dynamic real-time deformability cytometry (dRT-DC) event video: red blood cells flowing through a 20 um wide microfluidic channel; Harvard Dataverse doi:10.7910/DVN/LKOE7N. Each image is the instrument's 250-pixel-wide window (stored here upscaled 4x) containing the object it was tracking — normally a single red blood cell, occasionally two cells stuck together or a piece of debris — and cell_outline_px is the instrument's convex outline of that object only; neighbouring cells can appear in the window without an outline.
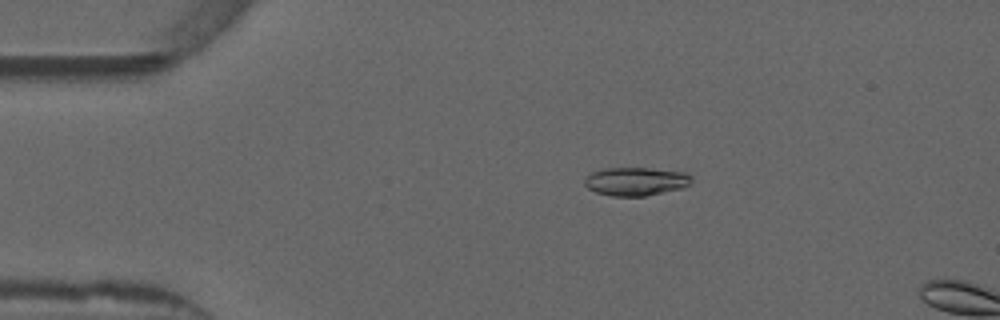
{"species": "common noctule bat (a hibernating species)", "species_latin": "Nyctalus noctula", "temperature_condition": "warm", "stored_images_in_passage": 13, "camera_frame_rate_fps": 3000, "um_per_image_px": 0.085, "animal": {"sex": "male", "forearm_length_mm": 52.5}, "frame": {"image": 1, "passage_image": 10, "time_ms": 3.0, "image_size_px": [1000, 320], "cell_outline_px": [[692, 180], [688, 184], [680, 188], [644, 196], [612, 196], [596, 192], [588, 188], [584, 184], [584, 180], [592, 172], [608, 168], [648, 168], [684, 172], [692, 176]], "centroid_in_image_um": [54.03, 15.41], "position_along_channel_um": 31.0, "area_um2": 17.4}}